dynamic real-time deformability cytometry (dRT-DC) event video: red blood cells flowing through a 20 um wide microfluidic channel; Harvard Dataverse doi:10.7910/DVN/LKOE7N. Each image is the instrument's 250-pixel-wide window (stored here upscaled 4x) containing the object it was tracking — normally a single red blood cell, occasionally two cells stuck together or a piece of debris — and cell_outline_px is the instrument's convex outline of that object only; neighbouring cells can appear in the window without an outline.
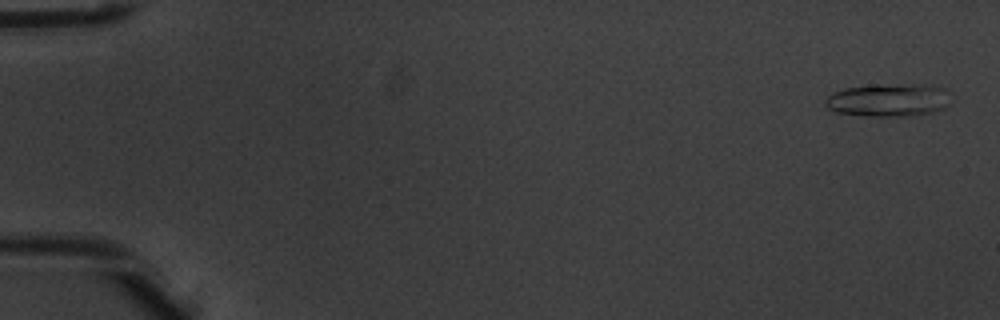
{"species": "common noctule bat (a hibernating species)", "species_latin": "Nyctalus noctula", "temperature_condition": "warm", "stored_images_in_passage": 6, "camera_frame_rate_fps": 3000, "um_per_image_px": 0.085, "animal": {"sex": "male", "body_mass_g": 20.1, "forearm_length_mm": 53.5}, "frame": {"image": 1, "passage_image": 1, "time_ms": 0.0, "image_size_px": [1000, 320], "cell_outline_px": [[948, 104], [944, 108], [932, 112], [912, 116], [864, 116], [836, 112], [828, 108], [824, 104], [824, 100], [828, 96], [844, 88], [872, 84], [912, 84], [944, 88]], "centroid_in_image_um": [75.45, 8.51], "position_along_channel_um": 9.6, "area_um2": 23.99}}
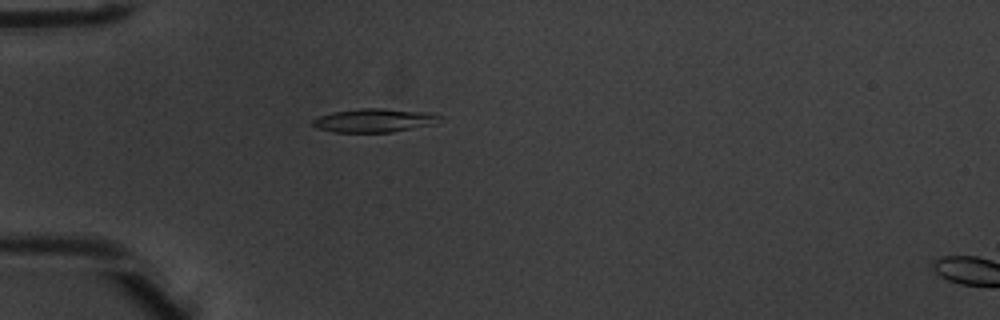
{"frame": {"image": 2, "passage_image": 5, "time_ms": 1.333, "image_size_px": [1000, 320], "cell_outline_px": [[444, 116], [432, 124], [392, 132], [332, 132], [316, 128], [312, 124], [312, 120], [320, 116], [332, 112], [364, 108], [384, 108], [428, 112]], "centroid_in_image_um": [31.79, 10.23], "position_along_channel_um": 53.2, "area_um2": 17.4}}